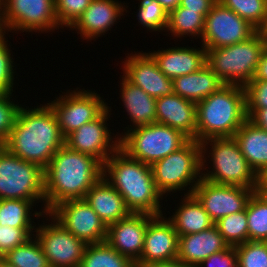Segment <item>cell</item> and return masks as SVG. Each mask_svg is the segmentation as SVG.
<instances>
[{
	"mask_svg": "<svg viewBox=\"0 0 267 267\" xmlns=\"http://www.w3.org/2000/svg\"><path fill=\"white\" fill-rule=\"evenodd\" d=\"M27 109L20 107L4 146L15 156L45 169L57 150L65 145V137L47 103Z\"/></svg>",
	"mask_w": 267,
	"mask_h": 267,
	"instance_id": "cell-1",
	"label": "cell"
},
{
	"mask_svg": "<svg viewBox=\"0 0 267 267\" xmlns=\"http://www.w3.org/2000/svg\"><path fill=\"white\" fill-rule=\"evenodd\" d=\"M102 176L103 165L97 159L62 146L44 169L46 212L61 202L84 199Z\"/></svg>",
	"mask_w": 267,
	"mask_h": 267,
	"instance_id": "cell-2",
	"label": "cell"
},
{
	"mask_svg": "<svg viewBox=\"0 0 267 267\" xmlns=\"http://www.w3.org/2000/svg\"><path fill=\"white\" fill-rule=\"evenodd\" d=\"M103 177L122 195L131 213L163 214L164 196L156 188L151 165L118 148L104 162Z\"/></svg>",
	"mask_w": 267,
	"mask_h": 267,
	"instance_id": "cell-3",
	"label": "cell"
},
{
	"mask_svg": "<svg viewBox=\"0 0 267 267\" xmlns=\"http://www.w3.org/2000/svg\"><path fill=\"white\" fill-rule=\"evenodd\" d=\"M247 119L245 88L224 84L196 104L195 140L233 137Z\"/></svg>",
	"mask_w": 267,
	"mask_h": 267,
	"instance_id": "cell-4",
	"label": "cell"
},
{
	"mask_svg": "<svg viewBox=\"0 0 267 267\" xmlns=\"http://www.w3.org/2000/svg\"><path fill=\"white\" fill-rule=\"evenodd\" d=\"M200 144L203 179L217 184L255 189L259 182V176L247 162L233 137L211 138L200 142ZM206 159L211 161L212 164L210 163V165L213 168L206 167L209 165Z\"/></svg>",
	"mask_w": 267,
	"mask_h": 267,
	"instance_id": "cell-5",
	"label": "cell"
},
{
	"mask_svg": "<svg viewBox=\"0 0 267 267\" xmlns=\"http://www.w3.org/2000/svg\"><path fill=\"white\" fill-rule=\"evenodd\" d=\"M265 40L261 31L243 42L207 50V65L225 85L245 87L254 77Z\"/></svg>",
	"mask_w": 267,
	"mask_h": 267,
	"instance_id": "cell-6",
	"label": "cell"
},
{
	"mask_svg": "<svg viewBox=\"0 0 267 267\" xmlns=\"http://www.w3.org/2000/svg\"><path fill=\"white\" fill-rule=\"evenodd\" d=\"M201 154V144L189 140L179 150L154 162L151 168L158 191L168 196L172 192L185 191L188 186L185 195L192 194L202 178Z\"/></svg>",
	"mask_w": 267,
	"mask_h": 267,
	"instance_id": "cell-7",
	"label": "cell"
},
{
	"mask_svg": "<svg viewBox=\"0 0 267 267\" xmlns=\"http://www.w3.org/2000/svg\"><path fill=\"white\" fill-rule=\"evenodd\" d=\"M119 148L131 158L152 165L179 150L190 139L167 125L152 123L118 134Z\"/></svg>",
	"mask_w": 267,
	"mask_h": 267,
	"instance_id": "cell-8",
	"label": "cell"
},
{
	"mask_svg": "<svg viewBox=\"0 0 267 267\" xmlns=\"http://www.w3.org/2000/svg\"><path fill=\"white\" fill-rule=\"evenodd\" d=\"M22 199L42 202L46 213L44 169L12 154L5 146L0 150V200Z\"/></svg>",
	"mask_w": 267,
	"mask_h": 267,
	"instance_id": "cell-9",
	"label": "cell"
},
{
	"mask_svg": "<svg viewBox=\"0 0 267 267\" xmlns=\"http://www.w3.org/2000/svg\"><path fill=\"white\" fill-rule=\"evenodd\" d=\"M0 26L7 33H53L60 29L55 0H0Z\"/></svg>",
	"mask_w": 267,
	"mask_h": 267,
	"instance_id": "cell-10",
	"label": "cell"
},
{
	"mask_svg": "<svg viewBox=\"0 0 267 267\" xmlns=\"http://www.w3.org/2000/svg\"><path fill=\"white\" fill-rule=\"evenodd\" d=\"M78 89L62 92L64 95L47 103L54 111L64 137L95 120L108 108V103L95 90Z\"/></svg>",
	"mask_w": 267,
	"mask_h": 267,
	"instance_id": "cell-11",
	"label": "cell"
},
{
	"mask_svg": "<svg viewBox=\"0 0 267 267\" xmlns=\"http://www.w3.org/2000/svg\"><path fill=\"white\" fill-rule=\"evenodd\" d=\"M45 216L46 219L49 217V223H38L34 236L39 241L49 266L79 267L87 244L70 233L49 212Z\"/></svg>",
	"mask_w": 267,
	"mask_h": 267,
	"instance_id": "cell-12",
	"label": "cell"
},
{
	"mask_svg": "<svg viewBox=\"0 0 267 267\" xmlns=\"http://www.w3.org/2000/svg\"><path fill=\"white\" fill-rule=\"evenodd\" d=\"M257 31L248 21L217 1L205 17L201 42L205 49L221 48L243 42Z\"/></svg>",
	"mask_w": 267,
	"mask_h": 267,
	"instance_id": "cell-13",
	"label": "cell"
},
{
	"mask_svg": "<svg viewBox=\"0 0 267 267\" xmlns=\"http://www.w3.org/2000/svg\"><path fill=\"white\" fill-rule=\"evenodd\" d=\"M110 115L111 107L108 106L98 118L67 135L65 145L71 150L94 157L103 165L119 148L120 141L118 135L112 137L113 133L108 128Z\"/></svg>",
	"mask_w": 267,
	"mask_h": 267,
	"instance_id": "cell-14",
	"label": "cell"
},
{
	"mask_svg": "<svg viewBox=\"0 0 267 267\" xmlns=\"http://www.w3.org/2000/svg\"><path fill=\"white\" fill-rule=\"evenodd\" d=\"M49 213L86 244L101 243L106 239L107 226L84 199L61 202Z\"/></svg>",
	"mask_w": 267,
	"mask_h": 267,
	"instance_id": "cell-15",
	"label": "cell"
},
{
	"mask_svg": "<svg viewBox=\"0 0 267 267\" xmlns=\"http://www.w3.org/2000/svg\"><path fill=\"white\" fill-rule=\"evenodd\" d=\"M254 190L242 186L217 184L201 178L192 194L216 223L227 215L243 211Z\"/></svg>",
	"mask_w": 267,
	"mask_h": 267,
	"instance_id": "cell-16",
	"label": "cell"
},
{
	"mask_svg": "<svg viewBox=\"0 0 267 267\" xmlns=\"http://www.w3.org/2000/svg\"><path fill=\"white\" fill-rule=\"evenodd\" d=\"M133 52L122 62L123 76L153 98L171 95L173 80L165 76L149 53Z\"/></svg>",
	"mask_w": 267,
	"mask_h": 267,
	"instance_id": "cell-17",
	"label": "cell"
},
{
	"mask_svg": "<svg viewBox=\"0 0 267 267\" xmlns=\"http://www.w3.org/2000/svg\"><path fill=\"white\" fill-rule=\"evenodd\" d=\"M163 215L153 216L149 220L144 248L136 267L177 259L179 235L172 222Z\"/></svg>",
	"mask_w": 267,
	"mask_h": 267,
	"instance_id": "cell-18",
	"label": "cell"
},
{
	"mask_svg": "<svg viewBox=\"0 0 267 267\" xmlns=\"http://www.w3.org/2000/svg\"><path fill=\"white\" fill-rule=\"evenodd\" d=\"M153 216L147 213H131L128 217L107 226L105 241L136 264L144 248L149 220Z\"/></svg>",
	"mask_w": 267,
	"mask_h": 267,
	"instance_id": "cell-19",
	"label": "cell"
},
{
	"mask_svg": "<svg viewBox=\"0 0 267 267\" xmlns=\"http://www.w3.org/2000/svg\"><path fill=\"white\" fill-rule=\"evenodd\" d=\"M128 7L125 6V2L118 0H92L88 8L69 29L78 31L77 33L83 40L96 41L98 37L111 30L121 16L126 15L123 13L128 12L126 10Z\"/></svg>",
	"mask_w": 267,
	"mask_h": 267,
	"instance_id": "cell-20",
	"label": "cell"
},
{
	"mask_svg": "<svg viewBox=\"0 0 267 267\" xmlns=\"http://www.w3.org/2000/svg\"><path fill=\"white\" fill-rule=\"evenodd\" d=\"M156 61L160 71L170 79L200 70L207 64V50L194 47H170L158 51H148Z\"/></svg>",
	"mask_w": 267,
	"mask_h": 267,
	"instance_id": "cell-21",
	"label": "cell"
},
{
	"mask_svg": "<svg viewBox=\"0 0 267 267\" xmlns=\"http://www.w3.org/2000/svg\"><path fill=\"white\" fill-rule=\"evenodd\" d=\"M156 123L181 131L195 140L196 103L172 93L156 99Z\"/></svg>",
	"mask_w": 267,
	"mask_h": 267,
	"instance_id": "cell-22",
	"label": "cell"
},
{
	"mask_svg": "<svg viewBox=\"0 0 267 267\" xmlns=\"http://www.w3.org/2000/svg\"><path fill=\"white\" fill-rule=\"evenodd\" d=\"M228 247L218 228L213 225L199 233L179 236L177 259L184 264L197 267L212 254L224 251Z\"/></svg>",
	"mask_w": 267,
	"mask_h": 267,
	"instance_id": "cell-23",
	"label": "cell"
},
{
	"mask_svg": "<svg viewBox=\"0 0 267 267\" xmlns=\"http://www.w3.org/2000/svg\"><path fill=\"white\" fill-rule=\"evenodd\" d=\"M84 200L106 226L131 214L122 195L103 176L87 192Z\"/></svg>",
	"mask_w": 267,
	"mask_h": 267,
	"instance_id": "cell-24",
	"label": "cell"
},
{
	"mask_svg": "<svg viewBox=\"0 0 267 267\" xmlns=\"http://www.w3.org/2000/svg\"><path fill=\"white\" fill-rule=\"evenodd\" d=\"M120 83L121 100L125 106V110L128 113L130 127H125V132L133 128L156 123V98L148 95L140 87L130 83L124 76Z\"/></svg>",
	"mask_w": 267,
	"mask_h": 267,
	"instance_id": "cell-25",
	"label": "cell"
},
{
	"mask_svg": "<svg viewBox=\"0 0 267 267\" xmlns=\"http://www.w3.org/2000/svg\"><path fill=\"white\" fill-rule=\"evenodd\" d=\"M233 138L247 162L260 176L267 169V131L247 119Z\"/></svg>",
	"mask_w": 267,
	"mask_h": 267,
	"instance_id": "cell-26",
	"label": "cell"
},
{
	"mask_svg": "<svg viewBox=\"0 0 267 267\" xmlns=\"http://www.w3.org/2000/svg\"><path fill=\"white\" fill-rule=\"evenodd\" d=\"M224 83L206 64L200 70L173 79V93L198 103L217 92Z\"/></svg>",
	"mask_w": 267,
	"mask_h": 267,
	"instance_id": "cell-27",
	"label": "cell"
},
{
	"mask_svg": "<svg viewBox=\"0 0 267 267\" xmlns=\"http://www.w3.org/2000/svg\"><path fill=\"white\" fill-rule=\"evenodd\" d=\"M177 208L171 217L168 216V219L179 236L199 233L215 224L193 194H184Z\"/></svg>",
	"mask_w": 267,
	"mask_h": 267,
	"instance_id": "cell-28",
	"label": "cell"
},
{
	"mask_svg": "<svg viewBox=\"0 0 267 267\" xmlns=\"http://www.w3.org/2000/svg\"><path fill=\"white\" fill-rule=\"evenodd\" d=\"M34 204L36 205L34 201L22 199L0 200V225L13 228H36L32 217L45 218V212L41 209L39 212L34 211L32 213Z\"/></svg>",
	"mask_w": 267,
	"mask_h": 267,
	"instance_id": "cell-29",
	"label": "cell"
},
{
	"mask_svg": "<svg viewBox=\"0 0 267 267\" xmlns=\"http://www.w3.org/2000/svg\"><path fill=\"white\" fill-rule=\"evenodd\" d=\"M205 17L197 11L187 10L180 5L168 14V25L165 32L174 37L187 36L201 38L204 30Z\"/></svg>",
	"mask_w": 267,
	"mask_h": 267,
	"instance_id": "cell-30",
	"label": "cell"
},
{
	"mask_svg": "<svg viewBox=\"0 0 267 267\" xmlns=\"http://www.w3.org/2000/svg\"><path fill=\"white\" fill-rule=\"evenodd\" d=\"M79 267H136L106 241L87 244Z\"/></svg>",
	"mask_w": 267,
	"mask_h": 267,
	"instance_id": "cell-31",
	"label": "cell"
},
{
	"mask_svg": "<svg viewBox=\"0 0 267 267\" xmlns=\"http://www.w3.org/2000/svg\"><path fill=\"white\" fill-rule=\"evenodd\" d=\"M2 258L14 267H50L35 236L25 244L8 251Z\"/></svg>",
	"mask_w": 267,
	"mask_h": 267,
	"instance_id": "cell-32",
	"label": "cell"
},
{
	"mask_svg": "<svg viewBox=\"0 0 267 267\" xmlns=\"http://www.w3.org/2000/svg\"><path fill=\"white\" fill-rule=\"evenodd\" d=\"M225 7L248 21L258 31L267 23V0H218Z\"/></svg>",
	"mask_w": 267,
	"mask_h": 267,
	"instance_id": "cell-33",
	"label": "cell"
},
{
	"mask_svg": "<svg viewBox=\"0 0 267 267\" xmlns=\"http://www.w3.org/2000/svg\"><path fill=\"white\" fill-rule=\"evenodd\" d=\"M226 243L235 247L248 241V220L246 208L243 211L227 215L215 224Z\"/></svg>",
	"mask_w": 267,
	"mask_h": 267,
	"instance_id": "cell-34",
	"label": "cell"
},
{
	"mask_svg": "<svg viewBox=\"0 0 267 267\" xmlns=\"http://www.w3.org/2000/svg\"><path fill=\"white\" fill-rule=\"evenodd\" d=\"M248 241L267 242V205L254 192L246 205Z\"/></svg>",
	"mask_w": 267,
	"mask_h": 267,
	"instance_id": "cell-35",
	"label": "cell"
},
{
	"mask_svg": "<svg viewBox=\"0 0 267 267\" xmlns=\"http://www.w3.org/2000/svg\"><path fill=\"white\" fill-rule=\"evenodd\" d=\"M138 23L148 31L165 32L168 25V14L157 0H139Z\"/></svg>",
	"mask_w": 267,
	"mask_h": 267,
	"instance_id": "cell-36",
	"label": "cell"
},
{
	"mask_svg": "<svg viewBox=\"0 0 267 267\" xmlns=\"http://www.w3.org/2000/svg\"><path fill=\"white\" fill-rule=\"evenodd\" d=\"M237 267H267V242L247 241L235 246Z\"/></svg>",
	"mask_w": 267,
	"mask_h": 267,
	"instance_id": "cell-37",
	"label": "cell"
},
{
	"mask_svg": "<svg viewBox=\"0 0 267 267\" xmlns=\"http://www.w3.org/2000/svg\"><path fill=\"white\" fill-rule=\"evenodd\" d=\"M4 31L0 32V93L13 94L14 76L16 75L13 55L8 46V40ZM14 68V69H13Z\"/></svg>",
	"mask_w": 267,
	"mask_h": 267,
	"instance_id": "cell-38",
	"label": "cell"
},
{
	"mask_svg": "<svg viewBox=\"0 0 267 267\" xmlns=\"http://www.w3.org/2000/svg\"><path fill=\"white\" fill-rule=\"evenodd\" d=\"M92 0H55L60 28H70L84 13Z\"/></svg>",
	"mask_w": 267,
	"mask_h": 267,
	"instance_id": "cell-39",
	"label": "cell"
},
{
	"mask_svg": "<svg viewBox=\"0 0 267 267\" xmlns=\"http://www.w3.org/2000/svg\"><path fill=\"white\" fill-rule=\"evenodd\" d=\"M35 229L3 227L0 225V257L4 256L8 251L25 244L34 236Z\"/></svg>",
	"mask_w": 267,
	"mask_h": 267,
	"instance_id": "cell-40",
	"label": "cell"
},
{
	"mask_svg": "<svg viewBox=\"0 0 267 267\" xmlns=\"http://www.w3.org/2000/svg\"><path fill=\"white\" fill-rule=\"evenodd\" d=\"M11 96L13 95L9 93H0V139L3 142L8 139L21 107L13 102Z\"/></svg>",
	"mask_w": 267,
	"mask_h": 267,
	"instance_id": "cell-41",
	"label": "cell"
},
{
	"mask_svg": "<svg viewBox=\"0 0 267 267\" xmlns=\"http://www.w3.org/2000/svg\"><path fill=\"white\" fill-rule=\"evenodd\" d=\"M244 88L246 108H267V81L251 80Z\"/></svg>",
	"mask_w": 267,
	"mask_h": 267,
	"instance_id": "cell-42",
	"label": "cell"
},
{
	"mask_svg": "<svg viewBox=\"0 0 267 267\" xmlns=\"http://www.w3.org/2000/svg\"><path fill=\"white\" fill-rule=\"evenodd\" d=\"M197 267H237L236 249L235 247L229 246L224 251L212 254Z\"/></svg>",
	"mask_w": 267,
	"mask_h": 267,
	"instance_id": "cell-43",
	"label": "cell"
},
{
	"mask_svg": "<svg viewBox=\"0 0 267 267\" xmlns=\"http://www.w3.org/2000/svg\"><path fill=\"white\" fill-rule=\"evenodd\" d=\"M218 0H181L180 6L187 10L197 11L204 17L210 12Z\"/></svg>",
	"mask_w": 267,
	"mask_h": 267,
	"instance_id": "cell-44",
	"label": "cell"
},
{
	"mask_svg": "<svg viewBox=\"0 0 267 267\" xmlns=\"http://www.w3.org/2000/svg\"><path fill=\"white\" fill-rule=\"evenodd\" d=\"M246 114L251 122L267 131V108H246Z\"/></svg>",
	"mask_w": 267,
	"mask_h": 267,
	"instance_id": "cell-45",
	"label": "cell"
},
{
	"mask_svg": "<svg viewBox=\"0 0 267 267\" xmlns=\"http://www.w3.org/2000/svg\"><path fill=\"white\" fill-rule=\"evenodd\" d=\"M252 80L267 81V48L266 47L262 51L260 60L256 68V72Z\"/></svg>",
	"mask_w": 267,
	"mask_h": 267,
	"instance_id": "cell-46",
	"label": "cell"
},
{
	"mask_svg": "<svg viewBox=\"0 0 267 267\" xmlns=\"http://www.w3.org/2000/svg\"><path fill=\"white\" fill-rule=\"evenodd\" d=\"M144 267H193L187 264H184L179 259L166 261V262H158V263H152Z\"/></svg>",
	"mask_w": 267,
	"mask_h": 267,
	"instance_id": "cell-47",
	"label": "cell"
},
{
	"mask_svg": "<svg viewBox=\"0 0 267 267\" xmlns=\"http://www.w3.org/2000/svg\"><path fill=\"white\" fill-rule=\"evenodd\" d=\"M163 9L169 14L171 11L176 9L179 5L181 0H157Z\"/></svg>",
	"mask_w": 267,
	"mask_h": 267,
	"instance_id": "cell-48",
	"label": "cell"
},
{
	"mask_svg": "<svg viewBox=\"0 0 267 267\" xmlns=\"http://www.w3.org/2000/svg\"><path fill=\"white\" fill-rule=\"evenodd\" d=\"M254 192L263 200V202L267 205V187L264 186L260 181L255 187Z\"/></svg>",
	"mask_w": 267,
	"mask_h": 267,
	"instance_id": "cell-49",
	"label": "cell"
},
{
	"mask_svg": "<svg viewBox=\"0 0 267 267\" xmlns=\"http://www.w3.org/2000/svg\"><path fill=\"white\" fill-rule=\"evenodd\" d=\"M259 181L267 187V169L259 176Z\"/></svg>",
	"mask_w": 267,
	"mask_h": 267,
	"instance_id": "cell-50",
	"label": "cell"
},
{
	"mask_svg": "<svg viewBox=\"0 0 267 267\" xmlns=\"http://www.w3.org/2000/svg\"><path fill=\"white\" fill-rule=\"evenodd\" d=\"M0 267H14L13 265L9 264L6 260L0 257Z\"/></svg>",
	"mask_w": 267,
	"mask_h": 267,
	"instance_id": "cell-51",
	"label": "cell"
},
{
	"mask_svg": "<svg viewBox=\"0 0 267 267\" xmlns=\"http://www.w3.org/2000/svg\"><path fill=\"white\" fill-rule=\"evenodd\" d=\"M261 32L265 40V47L267 48V29H262Z\"/></svg>",
	"mask_w": 267,
	"mask_h": 267,
	"instance_id": "cell-52",
	"label": "cell"
},
{
	"mask_svg": "<svg viewBox=\"0 0 267 267\" xmlns=\"http://www.w3.org/2000/svg\"><path fill=\"white\" fill-rule=\"evenodd\" d=\"M4 142L0 139V150L3 148Z\"/></svg>",
	"mask_w": 267,
	"mask_h": 267,
	"instance_id": "cell-53",
	"label": "cell"
}]
</instances>
